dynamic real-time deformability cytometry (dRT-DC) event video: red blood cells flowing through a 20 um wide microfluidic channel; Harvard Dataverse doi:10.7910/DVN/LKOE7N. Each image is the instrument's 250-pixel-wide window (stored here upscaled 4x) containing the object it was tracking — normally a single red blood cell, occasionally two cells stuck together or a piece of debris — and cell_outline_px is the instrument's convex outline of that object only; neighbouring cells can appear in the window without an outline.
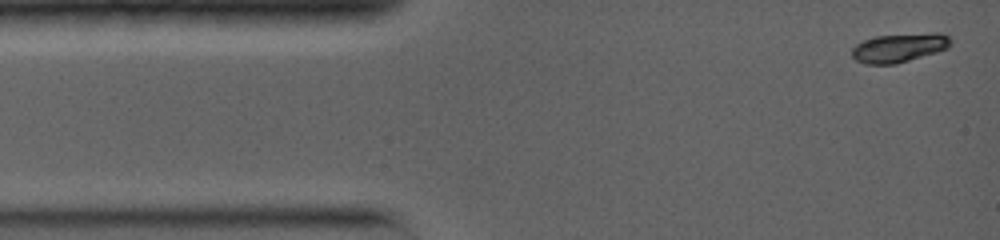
{"species": "common noctule bat (a hibernating species)", "species_latin": "Nyctalus noctula", "temperature_condition": "warm", "stored_images_in_passage": 12, "camera_frame_rate_fps": 5000, "um_per_image_px": 0.085, "animal": {"sex": "female", "body_mass_g": 19.0, "forearm_length_mm": 56.7}, "frame": {"image": 1, "passage_image": 1, "time_ms": 0.0, "image_size_px": [1000, 240], "cell_outline_px": [[952, 40], [948, 48], [936, 52], [896, 64], [864, 64], [856, 60], [852, 56], [852, 48], [856, 44], [864, 40], [876, 36], [932, 32], [940, 32], [948, 36]], "centroid_in_image_um": [76.44, 4.05], "position_along_channel_um": 8.6, "area_um2": 16.7}}
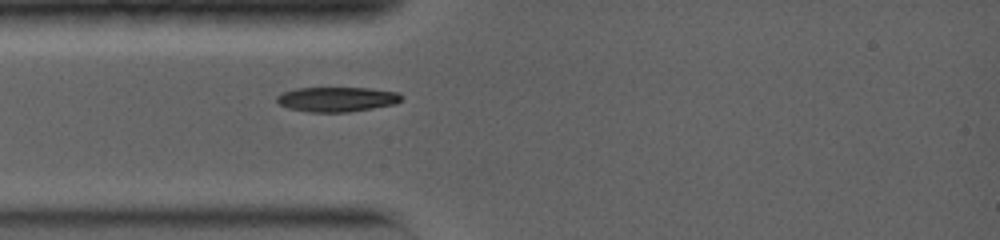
{"frame": {"image": 2, "passage_image": 6, "time_ms": 3.0, "image_size_px": [1000, 240], "cell_outline_px": [[404, 96], [396, 104], [348, 112], [308, 112], [288, 108], [280, 104], [276, 100], [276, 96], [284, 92], [296, 88], [368, 88], [400, 92]], "centroid_in_image_um": [28.66, 8.44], "position_along_channel_um": 56.3, "area_um2": 18.03}}
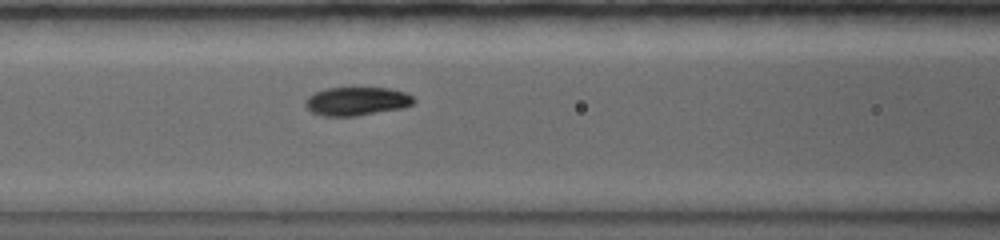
{"frame": {"image": 3, "passage_image": 9, "time_ms": 5.0, "image_size_px": [1000, 240], "cell_outline_px": [[416, 100], [412, 104], [404, 108], [356, 116], [324, 116], [312, 112], [304, 104], [304, 100], [308, 96], [316, 92], [328, 88], [388, 88], [404, 92], [412, 96]], "centroid_in_image_um": [30.32, 8.61], "position_along_channel_um": 136.3, "area_um2": 17.98}}